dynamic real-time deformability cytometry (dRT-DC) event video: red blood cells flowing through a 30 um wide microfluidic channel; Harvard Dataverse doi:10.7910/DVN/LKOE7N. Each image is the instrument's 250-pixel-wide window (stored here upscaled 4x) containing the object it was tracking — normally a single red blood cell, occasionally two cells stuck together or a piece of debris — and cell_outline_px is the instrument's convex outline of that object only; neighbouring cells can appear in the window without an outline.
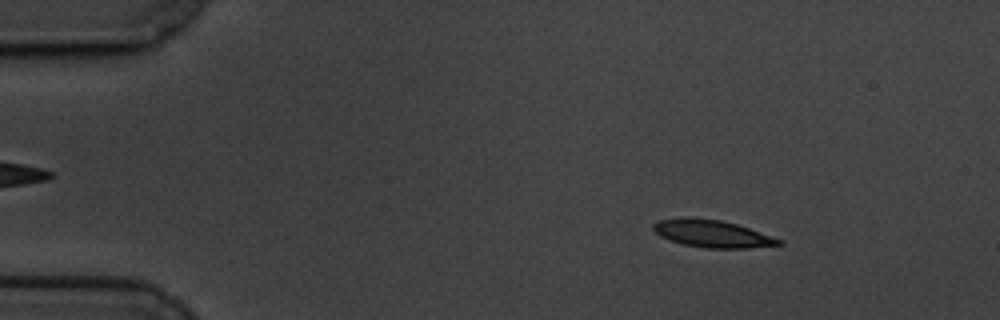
{"species": "common noctule bat (a hibernating species)", "species_latin": "Nyctalus noctula", "temperature_condition": "cold", "stored_images_in_passage": 24, "camera_frame_rate_fps": 3000, "um_per_image_px": 0.085, "animal": {"sex": "male", "body_mass_g": 19.5, "forearm_length_mm": 54.6}, "frame": {"image": 1, "passage_image": 8, "time_ms": 2.333, "image_size_px": [1000, 320], "cell_outline_px": [[784, 244], [748, 248], [704, 248], [680, 244], [660, 236], [652, 228], [652, 224], [656, 220], [684, 216], [692, 216], [720, 220], [736, 224], [784, 240]], "centroid_in_image_um": [60.49, 19.85], "position_along_channel_um": 24.5, "area_um2": 20.35}}
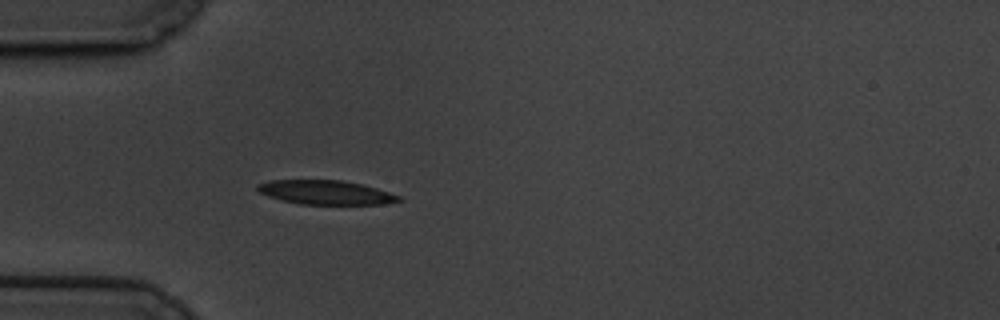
{"frame": {"image": 2, "passage_image": 17, "time_ms": 5.333, "image_size_px": [1000, 320], "cell_outline_px": [[404, 200], [384, 204], [300, 204], [268, 196], [260, 192], [256, 188], [256, 184], [272, 180], [340, 180], [360, 184], [376, 188], [400, 196]], "centroid_in_image_um": [27.69, 16.35], "position_along_channel_um": 57.3, "area_um2": 19.65}}
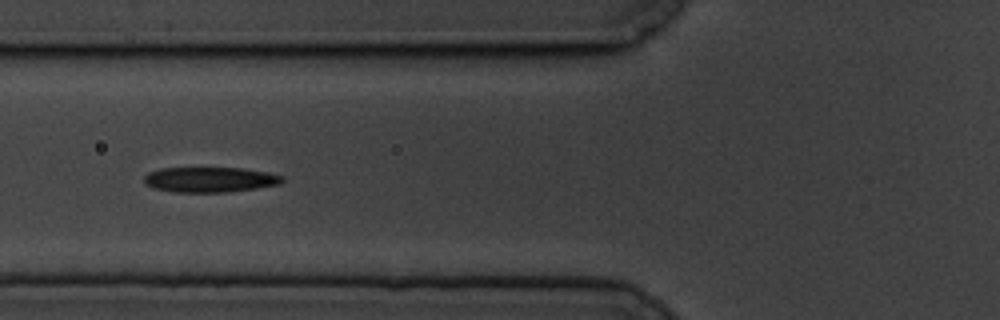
{"frame": {"image": 3, "passage_image": 22, "time_ms": 7.0, "image_size_px": [1000, 320], "cell_outline_px": [[284, 180], [280, 184], [256, 188], [228, 192], [172, 192], [152, 188], [144, 184], [144, 176], [148, 172], [160, 168], [244, 168], [268, 172], [284, 176]], "centroid_in_image_um": [17.82, 15.26], "position_along_channel_um": 108.0, "area_um2": 20.52}}